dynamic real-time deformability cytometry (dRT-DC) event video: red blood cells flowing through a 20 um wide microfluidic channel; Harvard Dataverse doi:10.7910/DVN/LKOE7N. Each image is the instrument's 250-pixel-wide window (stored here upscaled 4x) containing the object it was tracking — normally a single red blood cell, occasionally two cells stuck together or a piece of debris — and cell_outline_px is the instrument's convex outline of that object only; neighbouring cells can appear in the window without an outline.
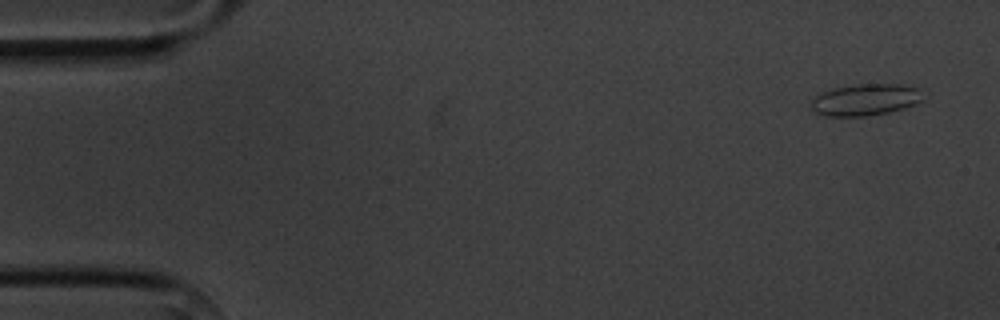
{"species": "common noctule bat (a hibernating species)", "species_latin": "Nyctalus noctula", "temperature_condition": "cold", "stored_images_in_passage": 4, "camera_frame_rate_fps": 3000, "um_per_image_px": 0.085, "animal": {"sex": "male", "body_mass_g": 20.1, "forearm_length_mm": 53.5}, "frame": {"image": 1, "passage_image": 1, "time_ms": 0.0, "image_size_px": [1000, 320], "cell_outline_px": [[924, 100], [916, 104], [904, 108], [888, 112], [864, 116], [824, 116], [816, 112], [812, 108], [812, 100], [820, 92], [832, 88], [856, 84], [900, 84], [920, 88]], "centroid_in_image_um": [73.58, 8.46], "position_along_channel_um": 11.4, "area_um2": 20.75}}
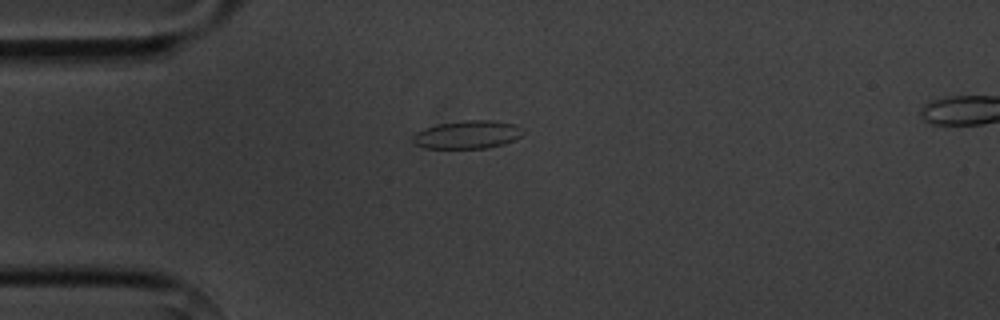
{"frame": {"image": 2, "passage_image": 3, "time_ms": 3.667, "image_size_px": [1000, 320], "cell_outline_px": [[524, 132], [516, 140], [504, 144], [488, 148], [424, 148], [416, 144], [412, 140], [412, 136], [416, 132], [424, 128], [440, 124], [468, 120], [492, 120], [516, 124]], "centroid_in_image_um": [39.75, 11.45], "position_along_channel_um": 45.2, "area_um2": 18.03}}